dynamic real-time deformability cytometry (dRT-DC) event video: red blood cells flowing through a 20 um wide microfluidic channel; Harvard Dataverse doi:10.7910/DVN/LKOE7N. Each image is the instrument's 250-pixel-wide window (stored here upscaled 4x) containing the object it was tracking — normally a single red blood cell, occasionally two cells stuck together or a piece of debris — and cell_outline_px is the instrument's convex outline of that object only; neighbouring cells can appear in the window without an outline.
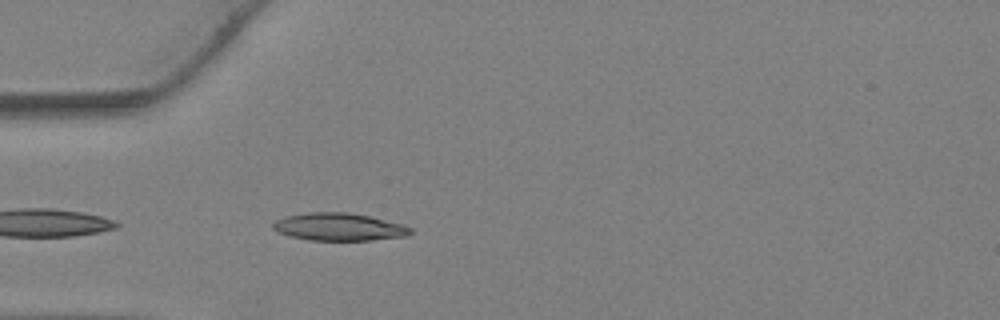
{"species": "Egyptian fruit bat (a non-hibernating species)", "species_latin": "Rousettus aegyptiacus", "temperature_condition": "warm", "stored_images_in_passage": 27, "camera_frame_rate_fps": 3000, "um_per_image_px": 0.085, "animal": {"sex": "female"}, "frame": {"image": 1, "passage_image": 1, "time_ms": 0.0, "image_size_px": [1000, 320], "cell_outline_px": [[416, 232], [408, 236], [372, 240], [308, 240], [276, 232], [272, 228], [272, 224], [276, 220], [284, 216], [308, 212], [348, 212], [368, 216], [404, 224], [412, 228]], "centroid_in_image_um": [28.85, 19.28], "position_along_channel_um": 56.2, "area_um2": 22.37}}
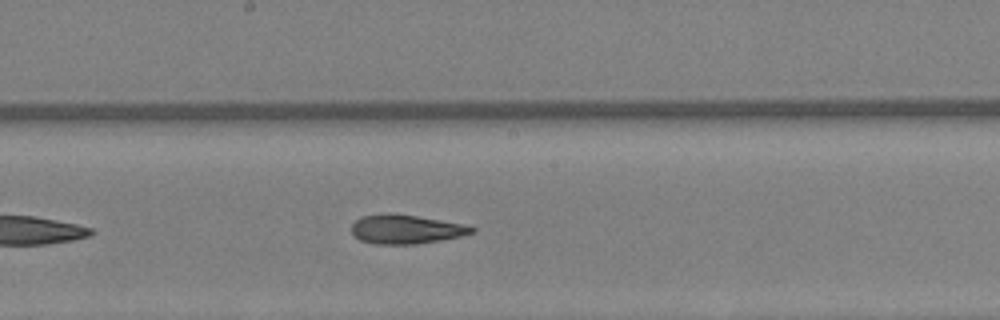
{"frame": {"image": 2, "passage_image": 10, "time_ms": 3.0, "image_size_px": [1000, 320], "cell_outline_px": [[476, 232], [460, 236], [440, 240], [416, 244], [376, 244], [360, 240], [352, 232], [352, 224], [360, 216], [416, 216], [464, 224], [476, 228]], "centroid_in_image_um": [34.56, 19.53], "position_along_channel_um": 213.6, "area_um2": 19.54}}
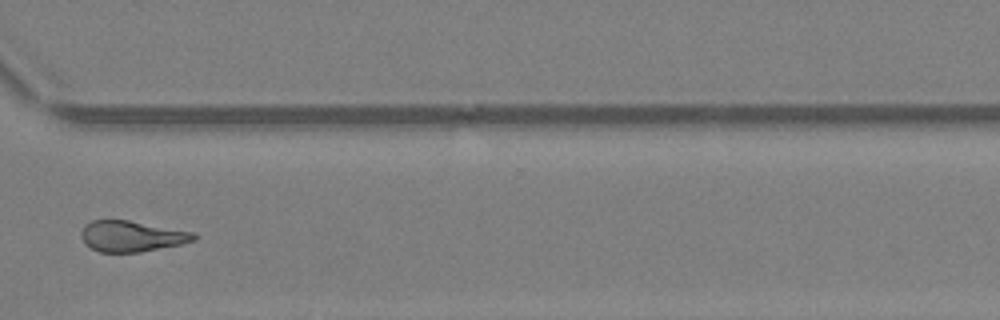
{"frame": {"image": 3, "passage_image": 18, "time_ms": 5.667, "image_size_px": [1000, 320], "cell_outline_px": [[196, 240], [180, 244], [140, 252], [100, 252], [84, 244], [80, 236], [80, 232], [84, 224], [92, 220], [128, 220], [196, 232]], "centroid_in_image_um": [11.17, 20.07], "position_along_channel_um": 359.4, "area_um2": 20.4}}